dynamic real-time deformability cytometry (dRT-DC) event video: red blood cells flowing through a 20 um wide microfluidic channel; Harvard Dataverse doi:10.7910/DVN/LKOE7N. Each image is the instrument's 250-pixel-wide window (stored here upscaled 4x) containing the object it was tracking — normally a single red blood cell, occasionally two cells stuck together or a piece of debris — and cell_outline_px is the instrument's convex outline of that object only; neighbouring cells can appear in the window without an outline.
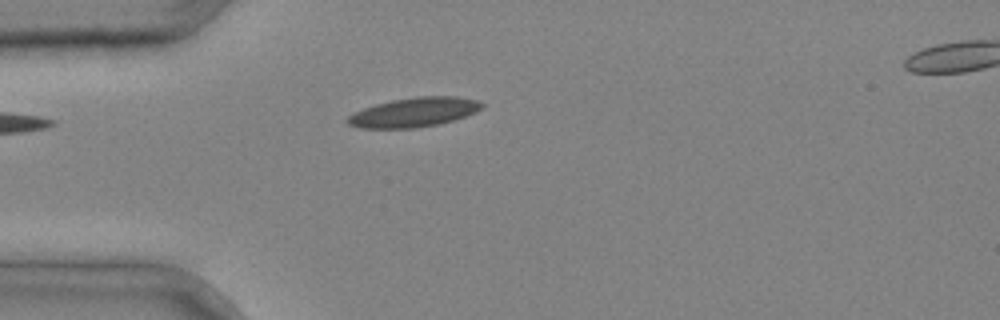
{"species": "common noctule bat (a hibernating species)", "species_latin": "Nyctalus noctula", "temperature_condition": "cold", "stored_images_in_passage": 4, "segment_of_instrument_passage": [1, 2], "camera_frame_rate_fps": 3000, "um_per_image_px": 0.085, "animal": {"sex": "male", "body_mass_g": 20.4}, "frame": {"image": 1, "passage_image": 3, "time_ms": 0.667, "image_size_px": [1000, 320], "cell_outline_px": [[484, 108], [476, 112], [440, 124], [416, 128], [360, 128], [348, 124], [344, 120], [348, 116], [364, 108], [376, 104], [392, 100], [416, 96], [456, 96], [480, 100], [484, 104]], "centroid_in_image_um": [35.22, 9.54], "position_along_channel_um": 49.8, "area_um2": 23.12}}